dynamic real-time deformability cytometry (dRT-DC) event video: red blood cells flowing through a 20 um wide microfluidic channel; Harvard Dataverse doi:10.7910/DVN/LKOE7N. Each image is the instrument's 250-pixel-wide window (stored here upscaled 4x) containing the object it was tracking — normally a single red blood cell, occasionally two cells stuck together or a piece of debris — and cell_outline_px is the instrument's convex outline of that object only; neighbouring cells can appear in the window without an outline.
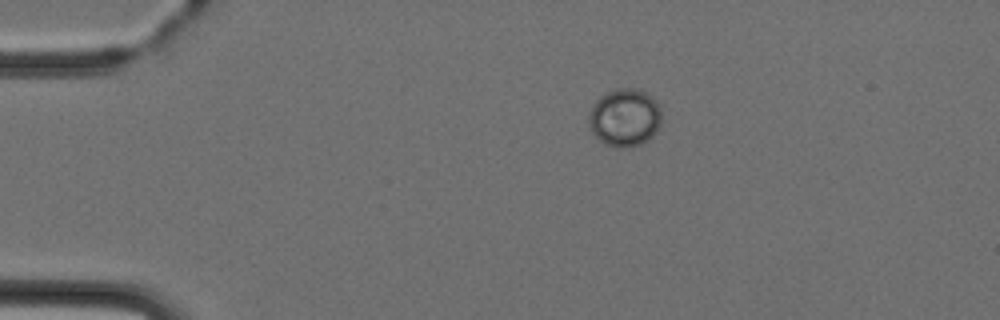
{"species": "Egyptian fruit bat (a non-hibernating species)", "species_latin": "Rousettus aegyptiacus", "temperature_condition": "cold", "stored_images_in_passage": 3, "camera_frame_rate_fps": 3000, "um_per_image_px": 0.085, "animal": {"sex": "female"}, "frame": {"image": 1, "passage_image": 1, "time_ms": 0.0, "image_size_px": [1000, 320], "cell_outline_px": [[660, 124], [656, 132], [648, 140], [640, 144], [624, 148], [616, 148], [604, 144], [592, 132], [588, 124], [588, 112], [592, 104], [600, 96], [616, 88], [636, 88], [652, 96], [656, 100], [660, 108]], "centroid_in_image_um": [53.07, 9.99], "position_along_channel_um": 31.9, "area_um2": 24.8}}